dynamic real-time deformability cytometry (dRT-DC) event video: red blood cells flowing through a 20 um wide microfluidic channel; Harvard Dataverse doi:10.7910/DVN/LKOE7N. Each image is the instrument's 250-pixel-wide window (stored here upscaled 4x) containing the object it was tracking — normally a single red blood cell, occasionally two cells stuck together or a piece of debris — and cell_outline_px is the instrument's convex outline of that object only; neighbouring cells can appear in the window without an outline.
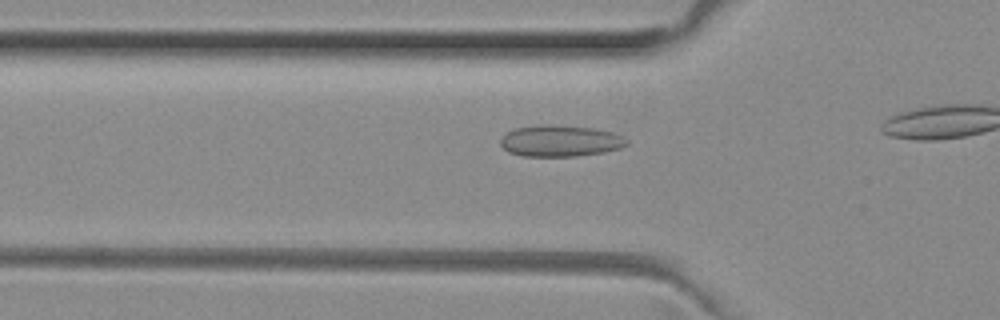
{"species": "common noctule bat (a hibernating species)", "species_latin": "Nyctalus noctula", "temperature_condition": "room temperature", "stored_images_in_passage": 18, "camera_frame_rate_fps": 3000, "um_per_image_px": 0.085, "animal": {"sex": "female", "body_mass_g": 29.2, "forearm_length_mm": 56.3}, "frame": {"image": 1, "passage_image": 13, "time_ms": 4.0, "image_size_px": [1000, 320], "cell_outline_px": [[628, 144], [620, 148], [604, 152], [576, 156], [524, 156], [508, 152], [500, 144], [500, 140], [508, 132], [516, 128], [544, 124], [548, 124], [592, 128], [612, 132], [624, 136], [628, 140]], "centroid_in_image_um": [47.64, 11.98], "position_along_channel_um": 78.2, "area_um2": 23.0}}
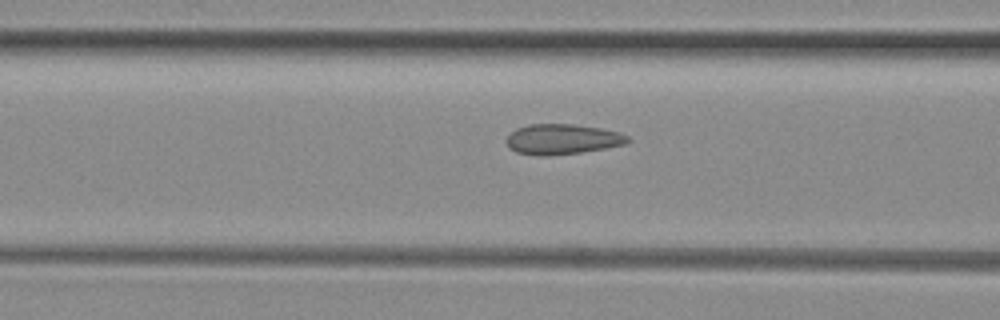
{"frame": {"image": 2, "passage_image": 16, "time_ms": 5.0, "image_size_px": [1000, 320], "cell_outline_px": [[632, 140], [624, 144], [604, 148], [580, 152], [548, 156], [540, 156], [516, 152], [508, 148], [508, 136], [516, 128], [528, 124], [572, 124], [600, 128], [620, 132], [628, 136]], "centroid_in_image_um": [47.8, 11.83], "position_along_channel_um": 118.8, "area_um2": 21.33}}